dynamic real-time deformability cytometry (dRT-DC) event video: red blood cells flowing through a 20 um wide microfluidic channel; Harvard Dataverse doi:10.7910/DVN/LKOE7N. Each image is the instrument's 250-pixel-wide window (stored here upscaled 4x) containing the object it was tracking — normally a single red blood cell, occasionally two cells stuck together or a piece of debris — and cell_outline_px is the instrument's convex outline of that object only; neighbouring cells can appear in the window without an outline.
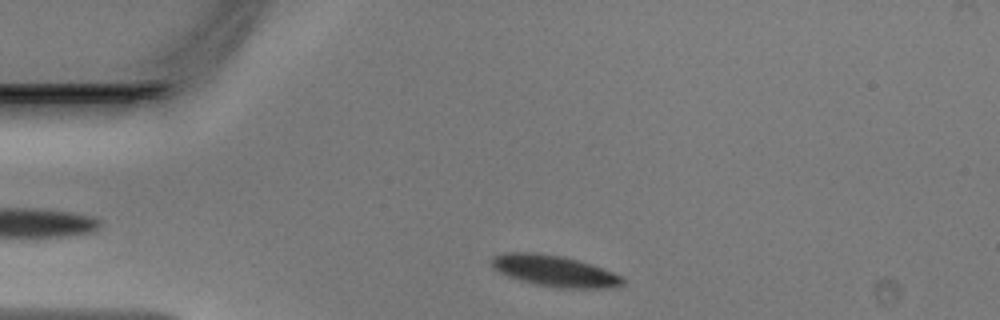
{"species": "Egyptian fruit bat (a non-hibernating species)", "species_latin": "Rousettus aegyptiacus", "temperature_condition": "warm", "stored_images_in_passage": 31, "camera_frame_rate_fps": 3000, "um_per_image_px": 0.085, "animal": {"sex": "male"}, "frame": {"image": 1, "passage_image": 2, "time_ms": 0.333, "image_size_px": [1000, 320], "cell_outline_px": [[624, 284], [612, 288], [564, 288], [536, 284], [520, 280], [508, 276], [492, 268], [488, 260], [492, 256], [504, 252], [532, 252], [560, 256], [592, 264], [624, 276]], "centroid_in_image_um": [47.11, 23.02], "position_along_channel_um": 37.9, "area_um2": 23.93}}
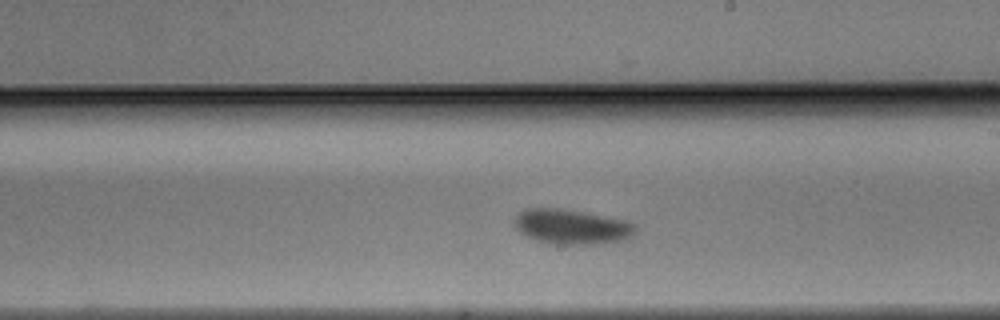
{"frame": {"image": 2, "passage_image": 19, "time_ms": 6.0, "image_size_px": [1000, 320], "cell_outline_px": [[636, 232], [632, 236], [624, 240], [600, 244], [552, 244], [536, 240], [524, 236], [512, 224], [512, 220], [524, 208], [560, 208], [584, 212], [624, 220], [636, 224]], "centroid_in_image_um": [48.56, 19.27], "position_along_channel_um": 240.4, "area_um2": 24.91}}
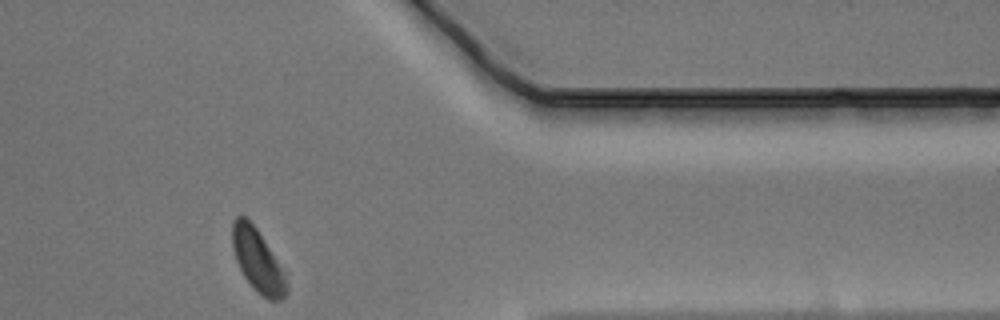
{"frame": {"image": 3, "passage_image": 31, "time_ms": 10.0, "image_size_px": [1000, 320], "cell_outline_px": [[288, 292], [284, 300], [268, 300], [256, 292], [244, 276], [236, 260], [232, 248], [232, 220], [236, 216], [244, 216], [256, 228], [276, 260], [280, 268], [288, 288]], "centroid_in_image_um": [21.86, 22.17], "position_along_channel_um": 389.5, "area_um2": 19.36}}